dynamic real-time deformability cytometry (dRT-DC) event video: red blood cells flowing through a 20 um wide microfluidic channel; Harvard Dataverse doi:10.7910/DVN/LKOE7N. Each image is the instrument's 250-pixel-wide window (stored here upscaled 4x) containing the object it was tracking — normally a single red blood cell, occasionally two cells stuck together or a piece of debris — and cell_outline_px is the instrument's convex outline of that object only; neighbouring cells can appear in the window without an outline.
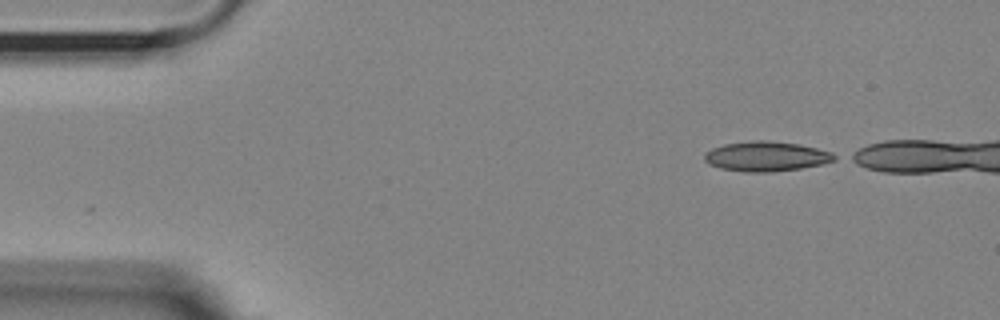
{"species": "Egyptian fruit bat (a non-hibernating species)", "species_latin": "Rousettus aegyptiacus", "temperature_condition": "room temperature", "stored_images_in_passage": 9, "camera_frame_rate_fps": 3000, "um_per_image_px": 0.085, "animal": {"sex": "female"}, "frame": {"image": 1, "passage_image": 1, "time_ms": 0.0, "image_size_px": [1000, 320], "cell_outline_px": [[840, 156], [836, 160], [820, 164], [800, 168], [772, 172], [744, 172], [720, 168], [708, 164], [704, 160], [704, 152], [712, 148], [724, 144], [752, 140], [764, 140], [800, 144], [832, 152]], "centroid_in_image_um": [65.12, 13.29], "position_along_channel_um": 19.9, "area_um2": 22.77}}